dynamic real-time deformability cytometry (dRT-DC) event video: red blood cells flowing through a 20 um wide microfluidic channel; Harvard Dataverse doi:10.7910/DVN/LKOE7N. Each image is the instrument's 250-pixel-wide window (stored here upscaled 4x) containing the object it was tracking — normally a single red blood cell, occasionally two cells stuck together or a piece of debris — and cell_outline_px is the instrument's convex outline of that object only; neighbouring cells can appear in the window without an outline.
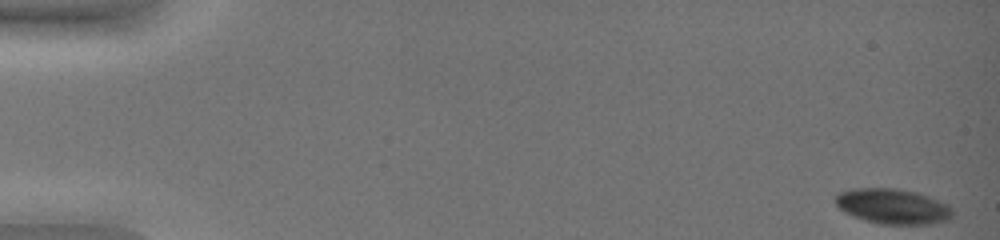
{"species": "common noctule bat (a hibernating species)", "species_latin": "Nyctalus noctula", "temperature_condition": "warm", "stored_images_in_passage": 50, "camera_frame_rate_fps": 3000, "um_per_image_px": 0.085, "animal": {"sex": "female", "body_mass_g": 19.0, "forearm_length_mm": 51.5}, "frame": {"image": 1, "passage_image": 1, "time_ms": 0.0, "image_size_px": [1000, 240], "cell_outline_px": [[952, 216], [948, 220], [928, 224], [880, 224], [864, 220], [844, 212], [836, 204], [836, 196], [840, 192], [852, 188], [896, 188], [916, 192], [928, 196], [948, 204], [952, 208]], "centroid_in_image_um": [75.89, 17.53], "position_along_channel_um": 9.1, "area_um2": 23.99}}
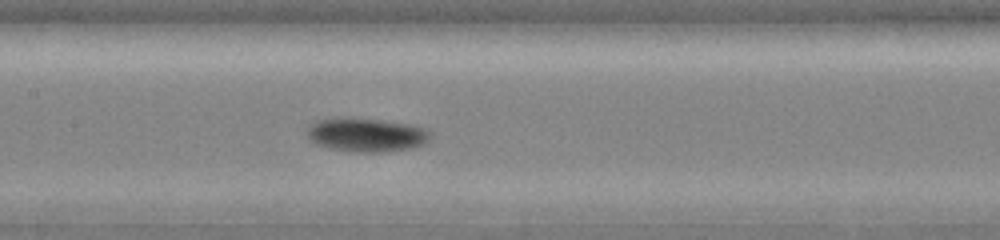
{"frame": {"image": 2, "passage_image": 27, "time_ms": 8.667, "image_size_px": [1000, 240], "cell_outline_px": [[432, 136], [424, 144], [408, 148], [384, 152], [356, 152], [328, 148], [316, 144], [308, 140], [308, 124], [316, 120], [348, 116], [412, 124], [428, 128], [432, 132]], "centroid_in_image_um": [31.13, 11.44], "position_along_channel_um": 176.3, "area_um2": 24.8}}
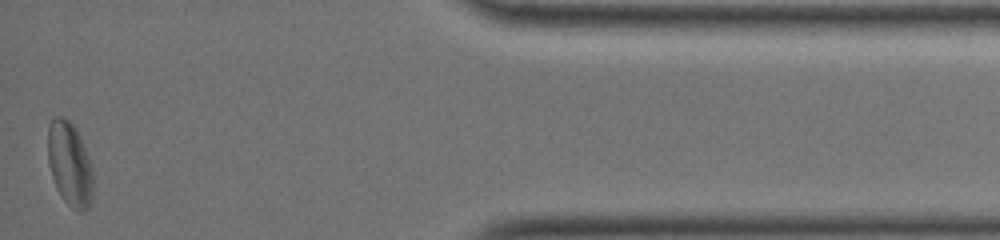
{"frame": {"image": 3, "passage_image": 50, "time_ms": 16.333, "image_size_px": [1000, 240], "cell_outline_px": [[92, 200], [88, 208], [84, 212], [76, 212], [64, 200], [56, 188], [48, 164], [48, 124], [52, 116], [64, 116], [76, 128], [92, 164]], "centroid_in_image_um": [5.92, 13.94], "position_along_channel_um": 429.3, "area_um2": 22.48}, "authors_computed_cell_mechanics": {"area_um2": 24.1026, "velocity_mm_per_s": 3.8623, "shape_relaxation_time_tau1_ms": 1.741, "shape_relaxation_time_tau2_ms": null, "deformation_change_tau1": 0.0799, "deformation_change_tau2": null}}